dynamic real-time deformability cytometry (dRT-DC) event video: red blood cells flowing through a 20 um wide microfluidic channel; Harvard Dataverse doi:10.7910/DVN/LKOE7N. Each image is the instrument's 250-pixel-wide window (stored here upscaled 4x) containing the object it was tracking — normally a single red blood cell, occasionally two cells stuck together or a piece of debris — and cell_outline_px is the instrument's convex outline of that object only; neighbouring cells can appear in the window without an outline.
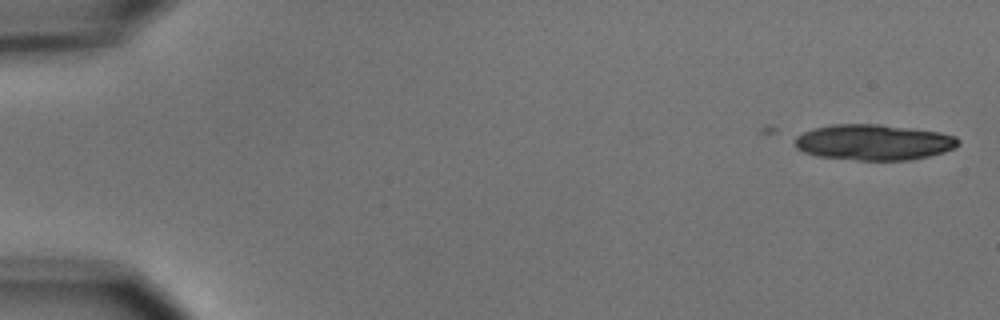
{"species": "common noctule bat (a hibernating species)", "species_latin": "Nyctalus noctula", "temperature_condition": "cold", "stored_images_in_passage": 6, "segment_of_instrument_passage": [1, 2], "camera_frame_rate_fps": 3000, "um_per_image_px": 0.085, "animal": {"sex": "male", "body_mass_g": 15.6}, "frame": {"image": 1, "passage_image": 1, "time_ms": 0.0, "image_size_px": [1000, 320], "cell_outline_px": [[960, 144], [944, 152], [928, 156], [908, 160], [856, 160], [816, 156], [800, 152], [796, 148], [796, 136], [804, 132], [816, 128], [832, 124], [880, 124], [940, 132], [956, 136], [960, 140]], "centroid_in_image_um": [74.26, 12.09], "position_along_channel_um": 10.7, "area_um2": 34.1}}